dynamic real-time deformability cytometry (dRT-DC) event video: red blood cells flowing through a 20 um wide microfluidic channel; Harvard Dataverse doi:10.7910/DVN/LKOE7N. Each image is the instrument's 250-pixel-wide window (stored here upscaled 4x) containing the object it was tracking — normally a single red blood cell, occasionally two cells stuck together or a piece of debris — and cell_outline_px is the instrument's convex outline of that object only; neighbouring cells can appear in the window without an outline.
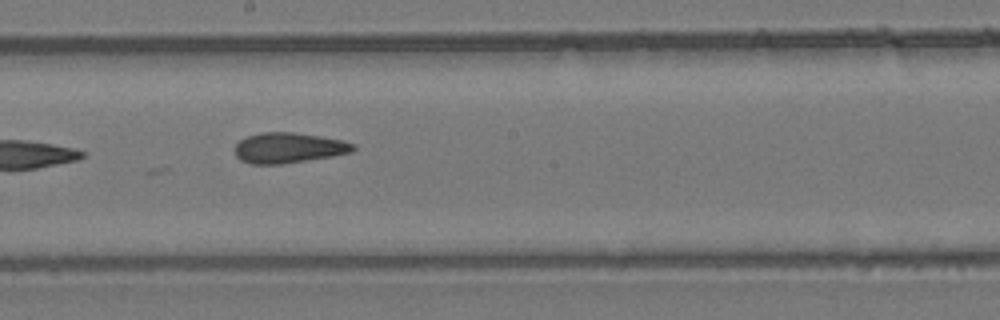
{"species": "common noctule bat (a hibernating species)", "species_latin": "Nyctalus noctula", "temperature_condition": "room temperature", "stored_images_in_passage": 10, "camera_frame_rate_fps": 3000, "um_per_image_px": 0.085, "animal": {"sex": "female", "body_mass_g": 24.6, "forearm_length_mm": 56.2}, "frame": {"image": 1, "passage_image": 9, "time_ms": 2.667, "image_size_px": [1000, 320], "cell_outline_px": [[356, 148], [352, 152], [332, 156], [280, 164], [252, 164], [240, 160], [236, 156], [236, 144], [240, 140], [248, 136], [260, 132], [292, 132], [320, 136], [340, 140], [356, 144]], "centroid_in_image_um": [24.53, 12.56], "position_along_channel_um": 223.7, "area_um2": 20.81}}
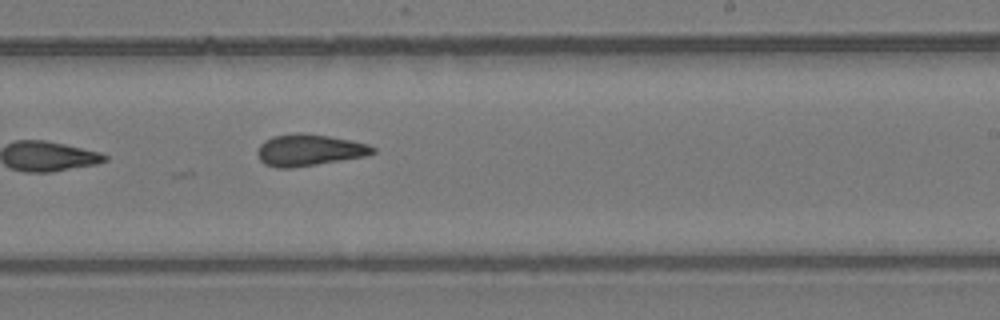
{"frame": {"image": 2, "passage_image": 10, "time_ms": 3.0, "image_size_px": [1000, 320], "cell_outline_px": [[376, 152], [364, 156], [292, 168], [276, 168], [264, 164], [260, 160], [256, 152], [260, 144], [264, 140], [272, 136], [296, 132], [300, 132], [328, 136], [352, 140], [368, 144], [376, 148]], "centroid_in_image_um": [26.24, 12.74], "position_along_channel_um": 262.8, "area_um2": 21.33}}